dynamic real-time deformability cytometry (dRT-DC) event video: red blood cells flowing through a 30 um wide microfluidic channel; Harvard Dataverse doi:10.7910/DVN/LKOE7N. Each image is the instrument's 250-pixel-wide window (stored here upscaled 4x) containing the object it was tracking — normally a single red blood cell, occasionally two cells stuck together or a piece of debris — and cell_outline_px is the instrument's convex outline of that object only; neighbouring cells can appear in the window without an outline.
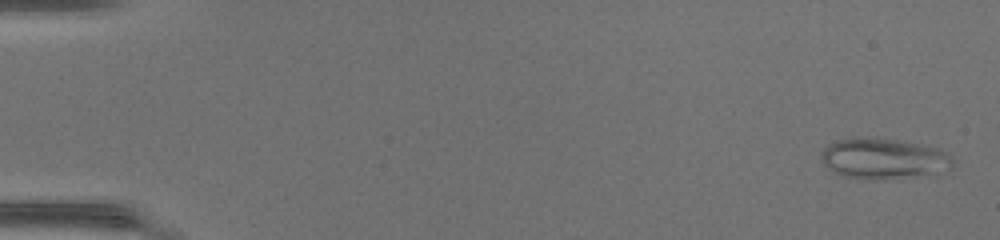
{"species": "common noctule bat (a hibernating species)", "species_latin": "Nyctalus noctula", "temperature_condition": "warm", "stored_images_in_passage": 49, "camera_frame_rate_fps": 3000, "um_per_image_px": 0.085, "animal": {"sex": "female", "body_mass_g": 17.0, "forearm_length_mm": 48.0}, "frame": {"image": 1, "passage_image": 2, "time_ms": 0.333, "image_size_px": [1000, 240], "cell_outline_px": [[952, 168], [928, 172], [892, 176], [844, 176], [832, 172], [824, 164], [820, 156], [820, 152], [828, 144], [836, 140], [856, 136], [876, 136], [920, 144], [940, 148], [948, 152], [952, 156]], "centroid_in_image_um": [75.02, 13.37], "position_along_channel_um": 10.0, "area_um2": 30.11}}
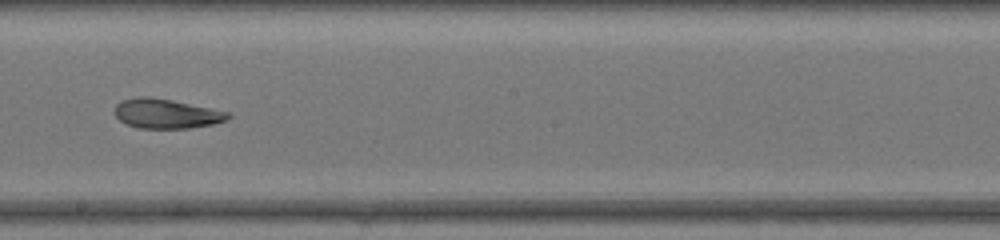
{"frame": {"image": 2, "passage_image": 29, "time_ms": 9.333, "image_size_px": [1000, 240], "cell_outline_px": [[232, 116], [228, 120], [212, 124], [188, 128], [136, 128], [120, 120], [116, 116], [116, 104], [120, 100], [136, 96], [148, 96], [172, 100], [228, 112]], "centroid_in_image_um": [14.12, 9.65], "position_along_channel_um": 234.1, "area_um2": 19.42}}
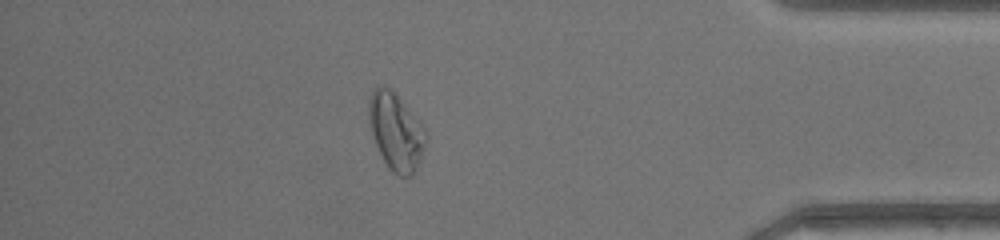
{"frame": {"image": 3, "passage_image": 43, "time_ms": 14.0, "image_size_px": [1000, 240], "cell_outline_px": [[428, 136], [416, 172], [408, 176], [400, 176], [392, 172], [388, 168], [376, 144], [368, 120], [368, 100], [372, 92], [376, 88], [384, 84], [392, 88], [396, 92], [420, 120]], "centroid_in_image_um": [33.67, 11.14], "position_along_channel_um": 401.5, "area_um2": 26.01}, "authors_computed_cell_mechanics": {"area_um2": 25.0274, "velocity_mm_per_s": 4.3292, "shape_relaxation_time_tau1_ms": null, "shape_relaxation_time_tau2_ms": 2.1941, "deformation_change_tau1": null, "deformation_change_tau2": 0.0799}}